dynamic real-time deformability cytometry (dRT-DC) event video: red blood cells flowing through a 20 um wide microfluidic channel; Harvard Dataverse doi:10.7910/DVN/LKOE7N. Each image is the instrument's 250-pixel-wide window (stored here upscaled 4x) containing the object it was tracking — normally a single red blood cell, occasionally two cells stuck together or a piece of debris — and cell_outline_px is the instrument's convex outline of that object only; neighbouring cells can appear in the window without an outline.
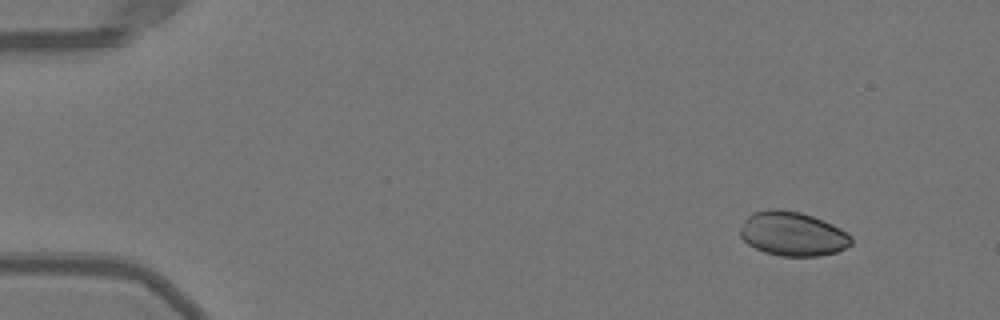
{"species": "Egyptian fruit bat (a non-hibernating species)", "species_latin": "Rousettus aegyptiacus", "temperature_condition": "warm", "stored_images_in_passage": 47, "camera_frame_rate_fps": 3000, "um_per_image_px": 0.085, "animal": {"sex": "female"}, "frame": {"image": 1, "passage_image": 1, "time_ms": 0.0, "image_size_px": [1000, 320], "cell_outline_px": [[852, 244], [836, 252], [816, 256], [780, 256], [764, 252], [748, 244], [740, 236], [740, 228], [744, 220], [752, 212], [768, 208], [780, 208], [800, 212], [824, 220], [848, 232], [852, 236]], "centroid_in_image_um": [67.37, 19.86], "position_along_channel_um": 17.6, "area_um2": 28.84}}
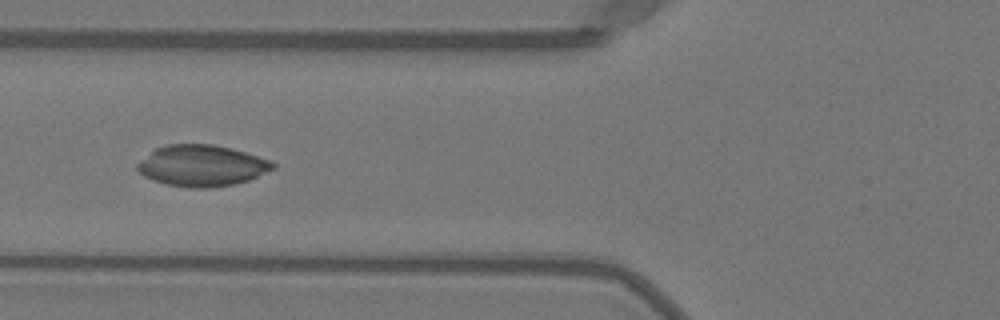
{"frame": {"image": 2, "passage_image": 16, "time_ms": 5.0, "image_size_px": [1000, 320], "cell_outline_px": [[276, 168], [248, 180], [232, 184], [208, 188], [192, 188], [168, 184], [152, 180], [144, 176], [136, 168], [136, 164], [140, 160], [156, 148], [164, 144], [212, 144], [232, 148], [272, 160], [276, 164]], "centroid_in_image_um": [17.16, 14.07], "position_along_channel_um": 108.6, "area_um2": 32.6}}
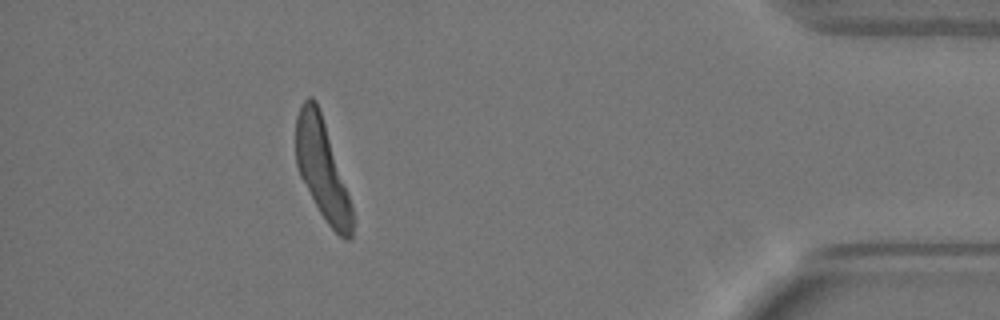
{"frame": {"image": 3, "passage_image": 42, "time_ms": 13.667, "image_size_px": [1000, 320], "cell_outline_px": [[352, 236], [348, 240], [344, 240], [328, 224], [320, 212], [300, 176], [296, 164], [296, 116], [300, 104], [308, 96], [312, 96], [316, 100], [352, 208]], "centroid_in_image_um": [27.34, 14.37], "position_along_channel_um": 407.9, "area_um2": 31.56}}